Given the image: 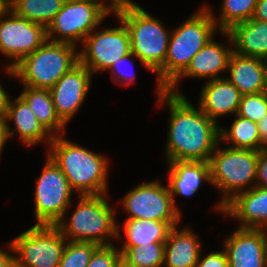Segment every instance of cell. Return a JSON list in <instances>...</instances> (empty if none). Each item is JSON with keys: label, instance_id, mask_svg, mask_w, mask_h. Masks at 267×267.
Segmentation results:
<instances>
[{"label": "cell", "instance_id": "obj_1", "mask_svg": "<svg viewBox=\"0 0 267 267\" xmlns=\"http://www.w3.org/2000/svg\"><path fill=\"white\" fill-rule=\"evenodd\" d=\"M158 107L167 105L169 125L165 149L166 162H209L220 142V126L183 94L167 90L156 92ZM162 104V105H160Z\"/></svg>", "mask_w": 267, "mask_h": 267}, {"label": "cell", "instance_id": "obj_2", "mask_svg": "<svg viewBox=\"0 0 267 267\" xmlns=\"http://www.w3.org/2000/svg\"><path fill=\"white\" fill-rule=\"evenodd\" d=\"M218 29L211 11L203 5L179 27L172 30L164 65L156 72L157 91L166 90L188 67Z\"/></svg>", "mask_w": 267, "mask_h": 267}, {"label": "cell", "instance_id": "obj_3", "mask_svg": "<svg viewBox=\"0 0 267 267\" xmlns=\"http://www.w3.org/2000/svg\"><path fill=\"white\" fill-rule=\"evenodd\" d=\"M59 135L52 137L48 155L78 195L108 194V157L94 153Z\"/></svg>", "mask_w": 267, "mask_h": 267}, {"label": "cell", "instance_id": "obj_4", "mask_svg": "<svg viewBox=\"0 0 267 267\" xmlns=\"http://www.w3.org/2000/svg\"><path fill=\"white\" fill-rule=\"evenodd\" d=\"M114 14L128 29L131 52L144 67L156 73L164 65L171 31L132 0H115Z\"/></svg>", "mask_w": 267, "mask_h": 267}, {"label": "cell", "instance_id": "obj_5", "mask_svg": "<svg viewBox=\"0 0 267 267\" xmlns=\"http://www.w3.org/2000/svg\"><path fill=\"white\" fill-rule=\"evenodd\" d=\"M107 195H79L77 207L69 221L63 216L55 224L67 241L93 242L99 246H109L113 245V237L120 240L122 228L116 222L115 209L105 198Z\"/></svg>", "mask_w": 267, "mask_h": 267}, {"label": "cell", "instance_id": "obj_6", "mask_svg": "<svg viewBox=\"0 0 267 267\" xmlns=\"http://www.w3.org/2000/svg\"><path fill=\"white\" fill-rule=\"evenodd\" d=\"M79 63L75 45L46 40L38 49L5 72L26 87L51 89L55 83Z\"/></svg>", "mask_w": 267, "mask_h": 267}, {"label": "cell", "instance_id": "obj_7", "mask_svg": "<svg viewBox=\"0 0 267 267\" xmlns=\"http://www.w3.org/2000/svg\"><path fill=\"white\" fill-rule=\"evenodd\" d=\"M220 144L210 156L209 167L211 185L223 196L214 209L223 213L224 206L237 194L255 186L258 151L229 146L223 149Z\"/></svg>", "mask_w": 267, "mask_h": 267}, {"label": "cell", "instance_id": "obj_8", "mask_svg": "<svg viewBox=\"0 0 267 267\" xmlns=\"http://www.w3.org/2000/svg\"><path fill=\"white\" fill-rule=\"evenodd\" d=\"M104 1V2H103ZM65 0L62 9L46 28L47 40L68 43L78 47V43L113 14L115 0Z\"/></svg>", "mask_w": 267, "mask_h": 267}, {"label": "cell", "instance_id": "obj_9", "mask_svg": "<svg viewBox=\"0 0 267 267\" xmlns=\"http://www.w3.org/2000/svg\"><path fill=\"white\" fill-rule=\"evenodd\" d=\"M14 267H58L67 240L55 225H34L10 241Z\"/></svg>", "mask_w": 267, "mask_h": 267}, {"label": "cell", "instance_id": "obj_10", "mask_svg": "<svg viewBox=\"0 0 267 267\" xmlns=\"http://www.w3.org/2000/svg\"><path fill=\"white\" fill-rule=\"evenodd\" d=\"M34 192L36 225H55L73 206L75 192L59 166L47 155Z\"/></svg>", "mask_w": 267, "mask_h": 267}, {"label": "cell", "instance_id": "obj_11", "mask_svg": "<svg viewBox=\"0 0 267 267\" xmlns=\"http://www.w3.org/2000/svg\"><path fill=\"white\" fill-rule=\"evenodd\" d=\"M122 200V207L129 214L126 219H149L168 222L178 226L181 211L173 204L169 187L157 181L139 184L129 191Z\"/></svg>", "mask_w": 267, "mask_h": 267}, {"label": "cell", "instance_id": "obj_12", "mask_svg": "<svg viewBox=\"0 0 267 267\" xmlns=\"http://www.w3.org/2000/svg\"><path fill=\"white\" fill-rule=\"evenodd\" d=\"M119 21L120 27L94 29L83 41L79 62L92 74L109 70L118 59L132 53L128 29Z\"/></svg>", "mask_w": 267, "mask_h": 267}, {"label": "cell", "instance_id": "obj_13", "mask_svg": "<svg viewBox=\"0 0 267 267\" xmlns=\"http://www.w3.org/2000/svg\"><path fill=\"white\" fill-rule=\"evenodd\" d=\"M47 40L44 26L16 16L9 8L0 15V52L12 60L13 68Z\"/></svg>", "mask_w": 267, "mask_h": 267}, {"label": "cell", "instance_id": "obj_14", "mask_svg": "<svg viewBox=\"0 0 267 267\" xmlns=\"http://www.w3.org/2000/svg\"><path fill=\"white\" fill-rule=\"evenodd\" d=\"M92 76L93 74L79 62L49 89L56 114L66 126L84 103Z\"/></svg>", "mask_w": 267, "mask_h": 267}, {"label": "cell", "instance_id": "obj_15", "mask_svg": "<svg viewBox=\"0 0 267 267\" xmlns=\"http://www.w3.org/2000/svg\"><path fill=\"white\" fill-rule=\"evenodd\" d=\"M223 249L229 267H267V230L238 227Z\"/></svg>", "mask_w": 267, "mask_h": 267}, {"label": "cell", "instance_id": "obj_16", "mask_svg": "<svg viewBox=\"0 0 267 267\" xmlns=\"http://www.w3.org/2000/svg\"><path fill=\"white\" fill-rule=\"evenodd\" d=\"M214 40L212 38L193 56L186 70L166 89L168 92L183 95L178 87L183 77L205 78L206 81L223 78L220 74L227 70L233 48L229 45L227 47L222 43L219 44Z\"/></svg>", "mask_w": 267, "mask_h": 267}, {"label": "cell", "instance_id": "obj_17", "mask_svg": "<svg viewBox=\"0 0 267 267\" xmlns=\"http://www.w3.org/2000/svg\"><path fill=\"white\" fill-rule=\"evenodd\" d=\"M223 215L240 222V228L267 230V187L254 186L237 194L223 210Z\"/></svg>", "mask_w": 267, "mask_h": 267}, {"label": "cell", "instance_id": "obj_18", "mask_svg": "<svg viewBox=\"0 0 267 267\" xmlns=\"http://www.w3.org/2000/svg\"><path fill=\"white\" fill-rule=\"evenodd\" d=\"M241 92L225 77L206 81L199 99V108L211 120L218 122L219 117L229 113L237 114L241 102Z\"/></svg>", "mask_w": 267, "mask_h": 267}, {"label": "cell", "instance_id": "obj_19", "mask_svg": "<svg viewBox=\"0 0 267 267\" xmlns=\"http://www.w3.org/2000/svg\"><path fill=\"white\" fill-rule=\"evenodd\" d=\"M11 99L4 118L7 139L15 135V130L24 146L32 147L46 141L49 147L52 136L41 126L26 102L20 96ZM9 121L14 123V128L10 127Z\"/></svg>", "mask_w": 267, "mask_h": 267}, {"label": "cell", "instance_id": "obj_20", "mask_svg": "<svg viewBox=\"0 0 267 267\" xmlns=\"http://www.w3.org/2000/svg\"><path fill=\"white\" fill-rule=\"evenodd\" d=\"M168 166V187L173 198L176 196L190 197L195 194L202 183L211 185L209 162L200 161H171Z\"/></svg>", "mask_w": 267, "mask_h": 267}, {"label": "cell", "instance_id": "obj_21", "mask_svg": "<svg viewBox=\"0 0 267 267\" xmlns=\"http://www.w3.org/2000/svg\"><path fill=\"white\" fill-rule=\"evenodd\" d=\"M220 33L234 46L233 52L236 54L267 60V22L252 18Z\"/></svg>", "mask_w": 267, "mask_h": 267}, {"label": "cell", "instance_id": "obj_22", "mask_svg": "<svg viewBox=\"0 0 267 267\" xmlns=\"http://www.w3.org/2000/svg\"><path fill=\"white\" fill-rule=\"evenodd\" d=\"M267 60L259 57H245L233 52L229 58L225 78L232 83L242 95L264 92Z\"/></svg>", "mask_w": 267, "mask_h": 267}, {"label": "cell", "instance_id": "obj_23", "mask_svg": "<svg viewBox=\"0 0 267 267\" xmlns=\"http://www.w3.org/2000/svg\"><path fill=\"white\" fill-rule=\"evenodd\" d=\"M173 227L165 241L164 265L166 267H196L202 243L189 226Z\"/></svg>", "mask_w": 267, "mask_h": 267}, {"label": "cell", "instance_id": "obj_24", "mask_svg": "<svg viewBox=\"0 0 267 267\" xmlns=\"http://www.w3.org/2000/svg\"><path fill=\"white\" fill-rule=\"evenodd\" d=\"M20 97L34 113L41 126L52 136L64 135L66 125L56 114L49 89L23 86Z\"/></svg>", "mask_w": 267, "mask_h": 267}, {"label": "cell", "instance_id": "obj_25", "mask_svg": "<svg viewBox=\"0 0 267 267\" xmlns=\"http://www.w3.org/2000/svg\"><path fill=\"white\" fill-rule=\"evenodd\" d=\"M122 227L126 238L121 247L165 243L173 228L168 222L149 219H126Z\"/></svg>", "mask_w": 267, "mask_h": 267}, {"label": "cell", "instance_id": "obj_26", "mask_svg": "<svg viewBox=\"0 0 267 267\" xmlns=\"http://www.w3.org/2000/svg\"><path fill=\"white\" fill-rule=\"evenodd\" d=\"M219 134L220 142L231 144L230 148L233 149L259 151L266 148L260 142L258 124L237 115L228 130L220 126Z\"/></svg>", "mask_w": 267, "mask_h": 267}, {"label": "cell", "instance_id": "obj_27", "mask_svg": "<svg viewBox=\"0 0 267 267\" xmlns=\"http://www.w3.org/2000/svg\"><path fill=\"white\" fill-rule=\"evenodd\" d=\"M65 0H9L8 8L18 17L47 28Z\"/></svg>", "mask_w": 267, "mask_h": 267}, {"label": "cell", "instance_id": "obj_28", "mask_svg": "<svg viewBox=\"0 0 267 267\" xmlns=\"http://www.w3.org/2000/svg\"><path fill=\"white\" fill-rule=\"evenodd\" d=\"M258 0H222L220 18L217 19L211 8L204 4L212 13L218 32L228 31L237 23L253 18Z\"/></svg>", "mask_w": 267, "mask_h": 267}, {"label": "cell", "instance_id": "obj_29", "mask_svg": "<svg viewBox=\"0 0 267 267\" xmlns=\"http://www.w3.org/2000/svg\"><path fill=\"white\" fill-rule=\"evenodd\" d=\"M122 262L128 267H163L165 243L121 247Z\"/></svg>", "mask_w": 267, "mask_h": 267}, {"label": "cell", "instance_id": "obj_30", "mask_svg": "<svg viewBox=\"0 0 267 267\" xmlns=\"http://www.w3.org/2000/svg\"><path fill=\"white\" fill-rule=\"evenodd\" d=\"M98 247L99 245L93 242L68 241L58 267H87Z\"/></svg>", "mask_w": 267, "mask_h": 267}, {"label": "cell", "instance_id": "obj_31", "mask_svg": "<svg viewBox=\"0 0 267 267\" xmlns=\"http://www.w3.org/2000/svg\"><path fill=\"white\" fill-rule=\"evenodd\" d=\"M267 114V94L259 92L242 95L237 116L258 123Z\"/></svg>", "mask_w": 267, "mask_h": 267}, {"label": "cell", "instance_id": "obj_32", "mask_svg": "<svg viewBox=\"0 0 267 267\" xmlns=\"http://www.w3.org/2000/svg\"><path fill=\"white\" fill-rule=\"evenodd\" d=\"M122 254L115 245L99 246L91 256L87 267H118Z\"/></svg>", "mask_w": 267, "mask_h": 267}, {"label": "cell", "instance_id": "obj_33", "mask_svg": "<svg viewBox=\"0 0 267 267\" xmlns=\"http://www.w3.org/2000/svg\"><path fill=\"white\" fill-rule=\"evenodd\" d=\"M134 57L137 59V57L133 53H131L129 55L121 57L115 63H113V65L111 66L109 71H111V79L113 80L114 83H117V84L119 83V85H124L127 87V86H129V84H131L133 81H135V78H136L135 74L133 72H131L130 70L126 71L125 69H123V68H125V66H127L129 64L133 65V64H131L132 63L131 59H134ZM129 66H128V68H129ZM128 71H130V72L128 73Z\"/></svg>", "mask_w": 267, "mask_h": 267}, {"label": "cell", "instance_id": "obj_34", "mask_svg": "<svg viewBox=\"0 0 267 267\" xmlns=\"http://www.w3.org/2000/svg\"><path fill=\"white\" fill-rule=\"evenodd\" d=\"M196 267H229L225 250L210 252L207 256L202 257L200 254Z\"/></svg>", "mask_w": 267, "mask_h": 267}, {"label": "cell", "instance_id": "obj_35", "mask_svg": "<svg viewBox=\"0 0 267 267\" xmlns=\"http://www.w3.org/2000/svg\"><path fill=\"white\" fill-rule=\"evenodd\" d=\"M255 186L267 187V149L258 151Z\"/></svg>", "mask_w": 267, "mask_h": 267}, {"label": "cell", "instance_id": "obj_36", "mask_svg": "<svg viewBox=\"0 0 267 267\" xmlns=\"http://www.w3.org/2000/svg\"><path fill=\"white\" fill-rule=\"evenodd\" d=\"M7 251L0 249V267H14V252L11 243L6 244ZM11 251V253H9Z\"/></svg>", "mask_w": 267, "mask_h": 267}, {"label": "cell", "instance_id": "obj_37", "mask_svg": "<svg viewBox=\"0 0 267 267\" xmlns=\"http://www.w3.org/2000/svg\"><path fill=\"white\" fill-rule=\"evenodd\" d=\"M253 19L267 22V0H258Z\"/></svg>", "mask_w": 267, "mask_h": 267}, {"label": "cell", "instance_id": "obj_38", "mask_svg": "<svg viewBox=\"0 0 267 267\" xmlns=\"http://www.w3.org/2000/svg\"><path fill=\"white\" fill-rule=\"evenodd\" d=\"M10 98L11 96L7 94V91L0 83V117L5 118Z\"/></svg>", "mask_w": 267, "mask_h": 267}, {"label": "cell", "instance_id": "obj_39", "mask_svg": "<svg viewBox=\"0 0 267 267\" xmlns=\"http://www.w3.org/2000/svg\"><path fill=\"white\" fill-rule=\"evenodd\" d=\"M257 124L260 142L267 147V114Z\"/></svg>", "mask_w": 267, "mask_h": 267}, {"label": "cell", "instance_id": "obj_40", "mask_svg": "<svg viewBox=\"0 0 267 267\" xmlns=\"http://www.w3.org/2000/svg\"><path fill=\"white\" fill-rule=\"evenodd\" d=\"M7 141L8 139L6 135L5 121L3 117H0V155Z\"/></svg>", "mask_w": 267, "mask_h": 267}, {"label": "cell", "instance_id": "obj_41", "mask_svg": "<svg viewBox=\"0 0 267 267\" xmlns=\"http://www.w3.org/2000/svg\"><path fill=\"white\" fill-rule=\"evenodd\" d=\"M8 0H0V15L8 9Z\"/></svg>", "mask_w": 267, "mask_h": 267}, {"label": "cell", "instance_id": "obj_42", "mask_svg": "<svg viewBox=\"0 0 267 267\" xmlns=\"http://www.w3.org/2000/svg\"><path fill=\"white\" fill-rule=\"evenodd\" d=\"M264 92L267 94V71H266V80H265Z\"/></svg>", "mask_w": 267, "mask_h": 267}, {"label": "cell", "instance_id": "obj_43", "mask_svg": "<svg viewBox=\"0 0 267 267\" xmlns=\"http://www.w3.org/2000/svg\"><path fill=\"white\" fill-rule=\"evenodd\" d=\"M118 267H128V266L121 261V263L118 265Z\"/></svg>", "mask_w": 267, "mask_h": 267}]
</instances>
